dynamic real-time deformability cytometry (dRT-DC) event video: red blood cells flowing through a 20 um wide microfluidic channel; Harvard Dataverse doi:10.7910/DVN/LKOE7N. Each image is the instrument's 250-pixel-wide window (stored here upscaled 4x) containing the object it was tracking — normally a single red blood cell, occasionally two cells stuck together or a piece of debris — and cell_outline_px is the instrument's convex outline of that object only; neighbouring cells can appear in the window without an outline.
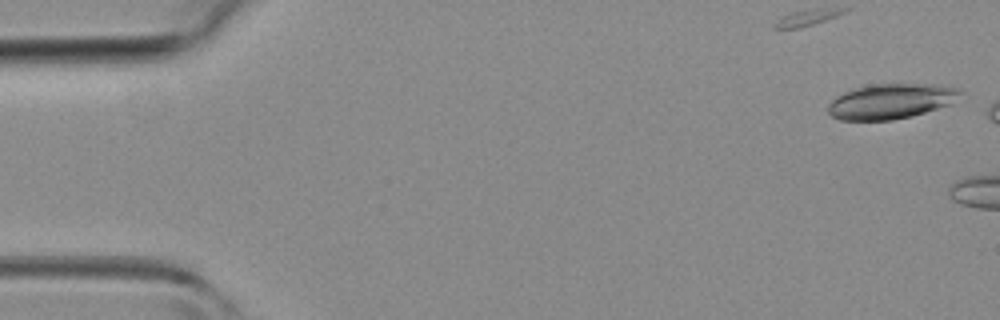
{"species": "common noctule bat (a hibernating species)", "species_latin": "Nyctalus noctula", "temperature_condition": "room temperature", "stored_images_in_passage": 5, "camera_frame_rate_fps": 3000, "um_per_image_px": 0.085, "animal": {"sex": "female", "body_mass_g": 19.3, "forearm_length_mm": 54.1}, "frame": {"image": 1, "passage_image": 1, "time_ms": 0.0, "image_size_px": [1000, 320], "cell_outline_px": [[964, 92], [952, 104], [912, 116], [892, 120], [840, 120], [832, 116], [828, 112], [828, 104], [836, 96], [844, 92], [856, 88], [872, 84], [932, 84], [960, 88]], "centroid_in_image_um": [75.76, 8.61], "position_along_channel_um": 9.2, "area_um2": 27.17}}